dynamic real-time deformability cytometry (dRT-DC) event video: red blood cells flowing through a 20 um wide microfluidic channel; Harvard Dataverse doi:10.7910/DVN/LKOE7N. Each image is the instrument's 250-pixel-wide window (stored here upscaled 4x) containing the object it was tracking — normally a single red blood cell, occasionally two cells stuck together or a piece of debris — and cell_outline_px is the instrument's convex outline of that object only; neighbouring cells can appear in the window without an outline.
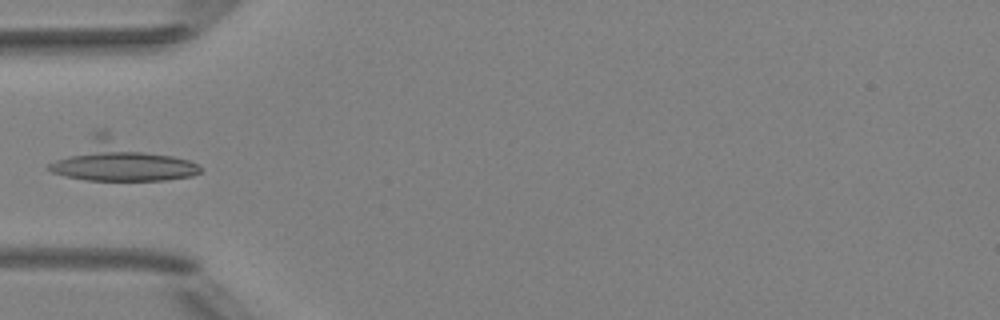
{"species": "Egyptian fruit bat (a non-hibernating species)", "species_latin": "Rousettus aegyptiacus", "temperature_condition": "room temperature", "stored_images_in_passage": 9, "camera_frame_rate_fps": 3000, "um_per_image_px": 0.085, "animal": {"sex": "female"}, "frame": {"image": 1, "passage_image": 6, "time_ms": 5.667, "image_size_px": [1000, 320], "cell_outline_px": [[200, 172], [192, 176], [164, 180], [84, 180], [52, 172], [44, 168], [48, 164], [96, 128], [104, 128], [188, 160], [196, 164], [200, 168]], "centroid_in_image_um": [10.14, 13.6], "position_along_channel_um": 74.9, "area_um2": 36.24}}
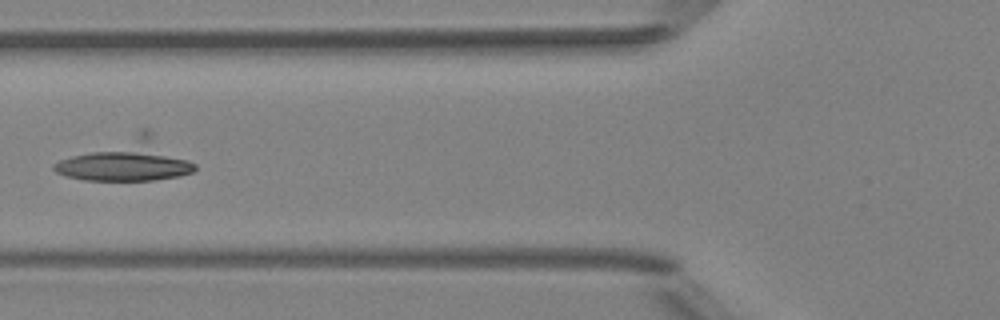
{"frame": {"image": 2, "passage_image": 7, "time_ms": 6.667, "image_size_px": [1000, 320], "cell_outline_px": [[196, 168], [192, 172], [180, 176], [156, 180], [84, 180], [68, 176], [56, 172], [52, 168], [52, 164], [60, 160], [144, 128], [148, 128], [196, 164]], "centroid_in_image_um": [10.86, 13.6], "position_along_channel_um": 114.9, "area_um2": 33.99}}